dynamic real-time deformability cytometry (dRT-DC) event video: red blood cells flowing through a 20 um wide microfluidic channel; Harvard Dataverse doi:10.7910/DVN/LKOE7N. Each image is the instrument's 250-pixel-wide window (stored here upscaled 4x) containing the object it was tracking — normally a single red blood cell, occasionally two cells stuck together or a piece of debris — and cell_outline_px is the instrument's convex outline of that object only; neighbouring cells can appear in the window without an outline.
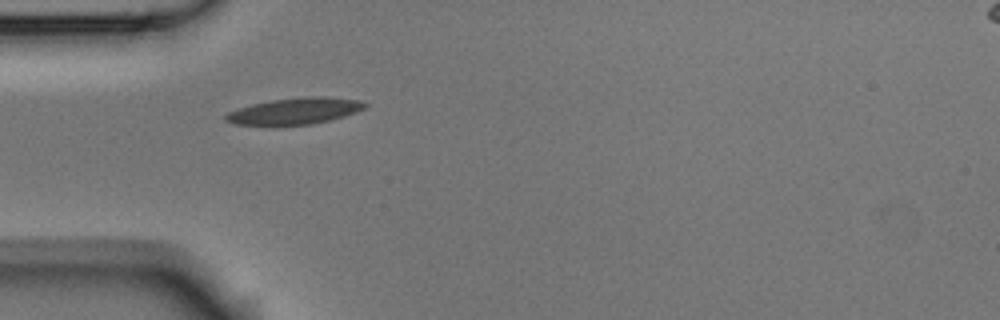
{"species": "Egyptian fruit bat (a non-hibernating species)", "species_latin": "Rousettus aegyptiacus", "temperature_condition": "room temperature", "stored_images_in_passage": 1, "camera_frame_rate_fps": 3000, "um_per_image_px": 0.085, "animal": {"sex": "male"}, "frame": {"image": 1, "passage_image": 1, "time_ms": 0.0, "image_size_px": [1000, 320], "cell_outline_px": [[368, 104], [364, 108], [356, 112], [332, 120], [312, 124], [236, 124], [224, 120], [224, 116], [228, 112], [252, 104], [272, 100], [308, 96], [328, 96], [360, 100]], "centroid_in_image_um": [25.12, 9.42], "position_along_channel_um": 59.9, "area_um2": 21.15}}